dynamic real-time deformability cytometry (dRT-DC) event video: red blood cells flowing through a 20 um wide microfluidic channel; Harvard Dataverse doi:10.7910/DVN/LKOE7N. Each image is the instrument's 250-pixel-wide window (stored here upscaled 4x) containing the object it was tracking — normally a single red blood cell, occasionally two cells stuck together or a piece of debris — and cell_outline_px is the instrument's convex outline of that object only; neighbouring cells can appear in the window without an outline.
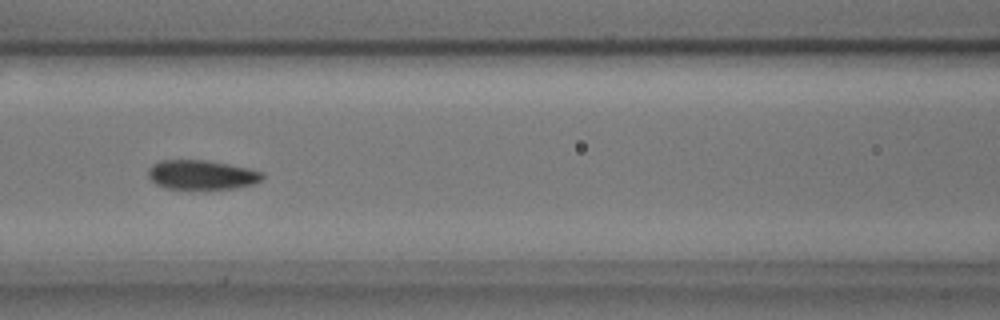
{"species": "common noctule bat (a hibernating species)", "species_latin": "Nyctalus noctula", "temperature_condition": "cold", "stored_images_in_passage": 12, "camera_frame_rate_fps": 3000, "um_per_image_px": 0.085, "animal": {"sex": "male", "body_mass_g": 17.9, "forearm_length_mm": 54.2}, "frame": {"image": 1, "passage_image": 6, "time_ms": 1.667, "image_size_px": [1000, 320], "cell_outline_px": [[264, 176], [260, 180], [252, 184], [236, 188], [164, 188], [156, 184], [148, 176], [148, 168], [152, 164], [160, 160], [204, 160], [228, 164], [248, 168], [264, 172]], "centroid_in_image_um": [17.12, 14.84], "position_along_channel_um": 149.5, "area_um2": 19.36}}
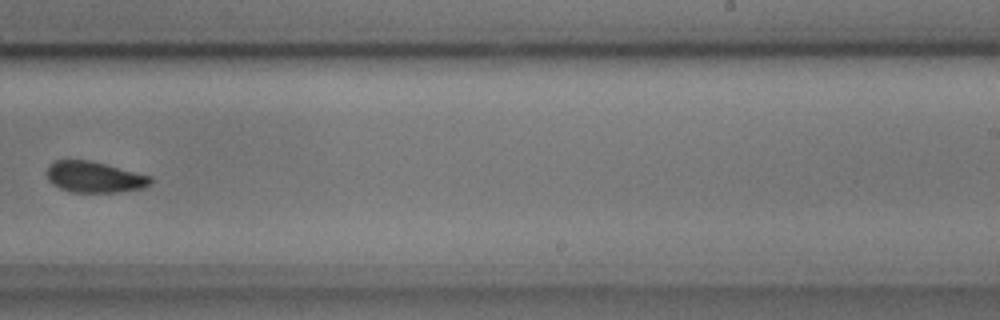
{"frame": {"image": 2, "passage_image": 9, "time_ms": 2.667, "image_size_px": [1000, 320], "cell_outline_px": [[152, 184], [144, 188], [116, 192], [72, 192], [60, 188], [52, 184], [48, 180], [48, 164], [56, 160], [88, 160], [152, 176]], "centroid_in_image_um": [8.03, 15.05], "position_along_channel_um": 281.0, "area_um2": 18.67}}
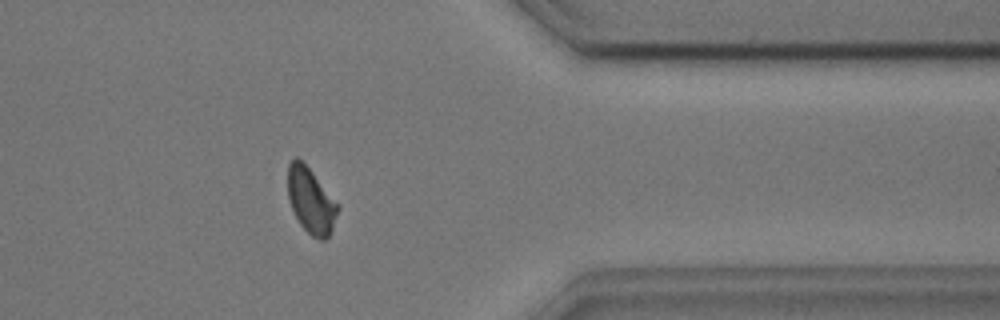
{"frame": {"image": 3, "passage_image": 12, "time_ms": 3.667, "image_size_px": [1000, 320], "cell_outline_px": [[340, 208], [332, 228], [328, 236], [324, 240], [320, 240], [312, 236], [300, 224], [288, 200], [288, 164], [296, 156], [312, 172], [340, 204]], "centroid_in_image_um": [26.44, 17.06], "position_along_channel_um": 385.0, "area_um2": 18.96}}